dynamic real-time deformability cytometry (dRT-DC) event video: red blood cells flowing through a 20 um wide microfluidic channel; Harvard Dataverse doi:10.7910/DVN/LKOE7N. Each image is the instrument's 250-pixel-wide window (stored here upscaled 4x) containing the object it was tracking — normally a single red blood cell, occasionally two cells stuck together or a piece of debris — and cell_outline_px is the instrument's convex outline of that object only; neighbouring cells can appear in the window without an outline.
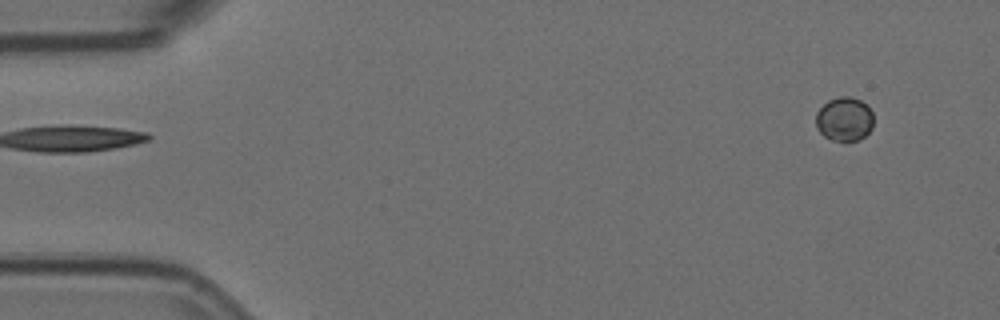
{"species": "Egyptian fruit bat (a non-hibernating species)", "species_latin": "Rousettus aegyptiacus", "temperature_condition": "room temperature", "stored_images_in_passage": 5, "camera_frame_rate_fps": 3000, "um_per_image_px": 0.085, "animal": {"sex": "female"}, "frame": {"image": 1, "passage_image": 5, "time_ms": 1.333, "image_size_px": [1000, 320], "cell_outline_px": [[872, 128], [860, 140], [832, 140], [824, 136], [816, 128], [816, 112], [828, 100], [840, 96], [848, 96], [860, 100], [868, 104], [872, 112]], "centroid_in_image_um": [71.77, 10.11], "position_along_channel_um": 13.2, "area_um2": 14.8}}